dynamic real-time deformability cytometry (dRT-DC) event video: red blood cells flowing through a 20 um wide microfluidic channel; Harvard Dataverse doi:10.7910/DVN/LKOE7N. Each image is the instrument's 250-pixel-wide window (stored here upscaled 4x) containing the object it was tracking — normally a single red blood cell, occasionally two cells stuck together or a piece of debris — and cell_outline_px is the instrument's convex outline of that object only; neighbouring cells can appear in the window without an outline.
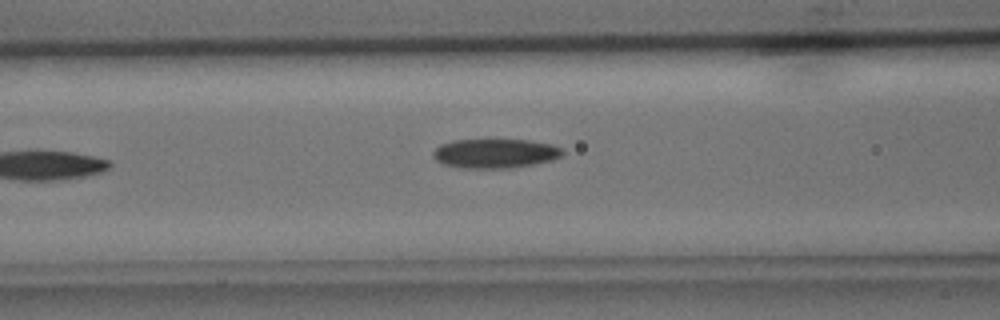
{"species": "common noctule bat (a hibernating species)", "species_latin": "Nyctalus noctula", "temperature_condition": "cold", "stored_images_in_passage": 7, "camera_frame_rate_fps": 3000, "um_per_image_px": 0.085, "animal": {"sex": "male", "body_mass_g": 15.6}, "frame": {"image": 1, "passage_image": 7, "time_ms": 8.0, "image_size_px": [1000, 320], "cell_outline_px": [[564, 152], [560, 156], [552, 160], [532, 164], [508, 168], [460, 168], [444, 164], [436, 160], [432, 156], [432, 152], [440, 144], [452, 140], [528, 140], [552, 144], [564, 148]], "centroid_in_image_um": [42.07, 13.03], "position_along_channel_um": 124.5, "area_um2": 22.14}}